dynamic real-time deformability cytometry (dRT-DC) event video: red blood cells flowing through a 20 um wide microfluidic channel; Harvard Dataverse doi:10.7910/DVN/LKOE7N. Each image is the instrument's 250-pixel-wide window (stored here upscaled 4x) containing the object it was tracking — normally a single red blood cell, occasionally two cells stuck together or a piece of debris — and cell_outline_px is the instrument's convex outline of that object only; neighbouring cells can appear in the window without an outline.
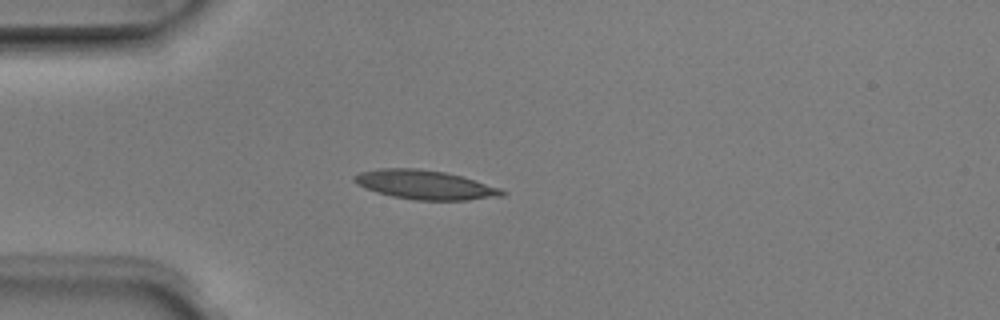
{"species": "Egyptian fruit bat (a non-hibernating species)", "species_latin": "Rousettus aegyptiacus", "temperature_condition": "room temperature", "stored_images_in_passage": 3, "camera_frame_rate_fps": 3000, "um_per_image_px": 0.085, "animal": {"sex": "male"}, "frame": {"image": 1, "passage_image": 2, "time_ms": 0.333, "image_size_px": [1000, 320], "cell_outline_px": [[508, 192], [504, 196], [468, 200], [416, 200], [392, 196], [376, 192], [364, 188], [356, 184], [352, 180], [352, 176], [360, 172], [380, 168], [416, 168], [444, 172], [460, 176], [500, 188]], "centroid_in_image_um": [36.09, 15.71], "position_along_channel_um": 48.9, "area_um2": 25.09}}